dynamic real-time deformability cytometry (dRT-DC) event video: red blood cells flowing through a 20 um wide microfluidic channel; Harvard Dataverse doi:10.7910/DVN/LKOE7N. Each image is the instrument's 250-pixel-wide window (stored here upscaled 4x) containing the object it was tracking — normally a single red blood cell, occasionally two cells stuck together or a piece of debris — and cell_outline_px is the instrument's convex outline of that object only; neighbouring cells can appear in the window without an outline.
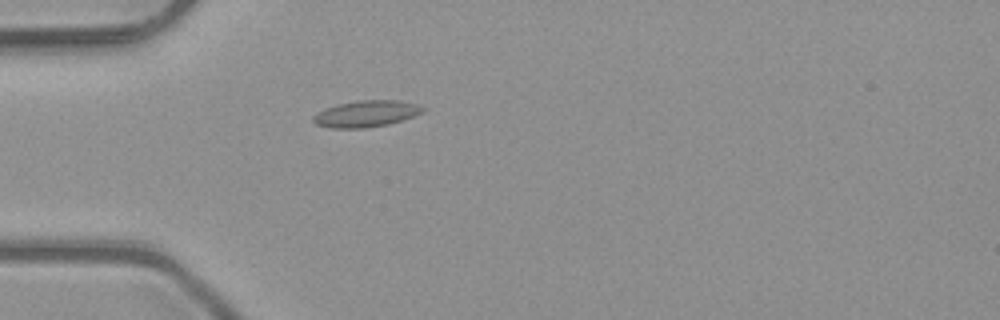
{"species": "common noctule bat (a hibernating species)", "species_latin": "Nyctalus noctula", "temperature_condition": "room temperature", "stored_images_in_passage": 5, "camera_frame_rate_fps": 3000, "um_per_image_px": 0.085, "animal": {"sex": "male", "body_mass_g": 23.1, "forearm_length_mm": 52.7}, "frame": {"image": 1, "passage_image": 5, "time_ms": 1.333, "image_size_px": [1000, 320], "cell_outline_px": [[424, 112], [388, 124], [364, 128], [328, 128], [316, 124], [312, 120], [312, 116], [316, 112], [324, 108], [336, 104], [360, 100], [400, 100], [420, 104], [424, 108]], "centroid_in_image_um": [31.09, 9.66], "position_along_channel_um": 53.9, "area_um2": 17.05}}